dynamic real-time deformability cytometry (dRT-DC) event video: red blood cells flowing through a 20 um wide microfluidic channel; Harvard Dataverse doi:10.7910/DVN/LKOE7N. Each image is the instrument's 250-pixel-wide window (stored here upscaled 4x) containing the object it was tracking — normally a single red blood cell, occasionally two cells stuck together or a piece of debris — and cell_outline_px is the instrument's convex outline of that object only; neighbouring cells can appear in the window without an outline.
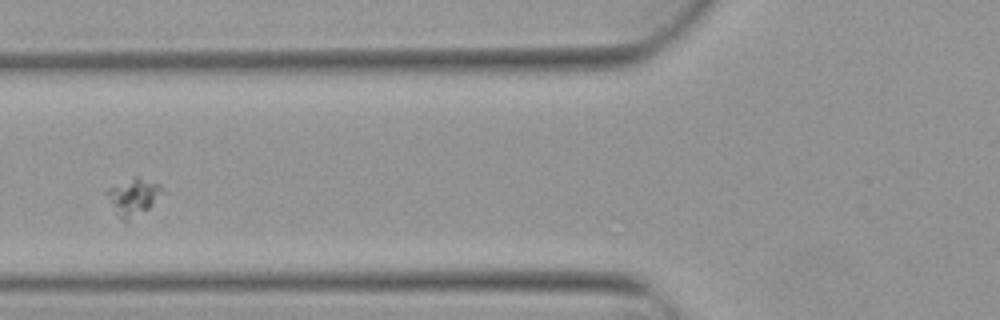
{"species": "Egyptian fruit bat (a non-hibernating species)", "species_latin": "Rousettus aegyptiacus", "temperature_condition": "warm", "stored_images_in_passage": 4, "camera_frame_rate_fps": 3000, "um_per_image_px": 0.085, "animal": {"sex": "female"}, "frame": {"image": 1, "passage_image": 4, "time_ms": 1.0, "image_size_px": [1000, 320], "cell_outline_px": [[164, 192], [148, 208], [128, 220], [124, 220], [120, 216], [104, 192], [108, 188], [136, 176], [160, 184], [164, 188]], "centroid_in_image_um": [11.36, 16.68], "position_along_channel_um": 114.4, "area_um2": 11.39}}